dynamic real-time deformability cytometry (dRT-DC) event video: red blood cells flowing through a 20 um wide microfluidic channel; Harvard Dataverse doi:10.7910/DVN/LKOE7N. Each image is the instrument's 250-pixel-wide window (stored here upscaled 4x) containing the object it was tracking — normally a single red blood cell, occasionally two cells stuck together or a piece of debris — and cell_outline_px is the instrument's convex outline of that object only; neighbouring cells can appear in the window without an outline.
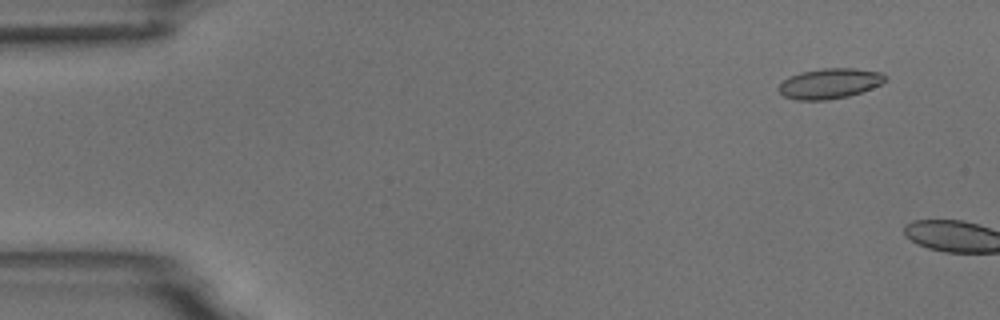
{"species": "common noctule bat (a hibernating species)", "species_latin": "Nyctalus noctula", "temperature_condition": "room temperature", "stored_images_in_passage": 6, "camera_frame_rate_fps": 3000, "um_per_image_px": 0.085, "animal": {"sex": "male", "body_mass_g": 18.8}, "frame": {"image": 1, "passage_image": 2, "time_ms": 1.333, "image_size_px": [1000, 320], "cell_outline_px": [[888, 80], [872, 88], [848, 96], [828, 100], [796, 100], [784, 96], [776, 88], [788, 76], [800, 72], [824, 68], [856, 68], [880, 72]], "centroid_in_image_um": [70.49, 7.09], "position_along_channel_um": 14.5, "area_um2": 18.84}}
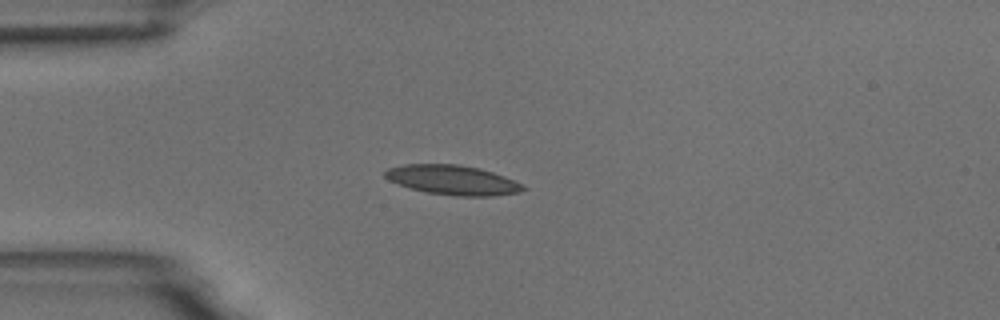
{"frame": {"image": 2, "passage_image": 6, "time_ms": 6.667, "image_size_px": [1000, 320], "cell_outline_px": [[528, 188], [520, 192], [492, 196], [456, 196], [424, 192], [388, 180], [384, 176], [384, 172], [388, 168], [404, 164], [456, 164], [480, 168], [504, 176], [524, 184]], "centroid_in_image_um": [38.5, 15.3], "position_along_channel_um": 46.5, "area_um2": 23.87}}